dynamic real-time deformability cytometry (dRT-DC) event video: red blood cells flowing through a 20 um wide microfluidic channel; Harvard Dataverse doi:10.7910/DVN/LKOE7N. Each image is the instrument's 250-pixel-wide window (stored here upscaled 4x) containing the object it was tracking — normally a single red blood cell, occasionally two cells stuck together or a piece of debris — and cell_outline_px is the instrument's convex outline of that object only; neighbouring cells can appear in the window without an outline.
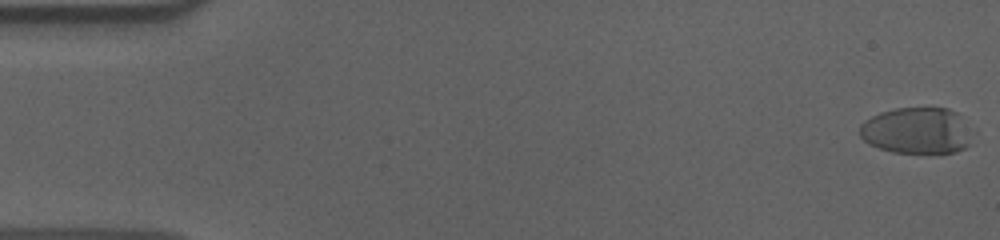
{"species": "human", "species_latin": "Homo sapiens", "temperature_condition": "cold", "stored_images_in_passage": 57, "camera_frame_rate_fps": 3000, "um_per_image_px": 0.085, "donor": {"sex": "male"}, "frame": {"image": 1, "passage_image": 1, "time_ms": 0.0, "image_size_px": [1000, 240], "cell_outline_px": [[972, 144], [956, 152], [892, 152], [868, 144], [860, 136], [860, 124], [864, 120], [880, 112], [896, 108], [948, 108], [956, 112], [972, 140]], "centroid_in_image_um": [77.87, 11.11], "position_along_channel_um": 7.1, "area_um2": 30.0}}
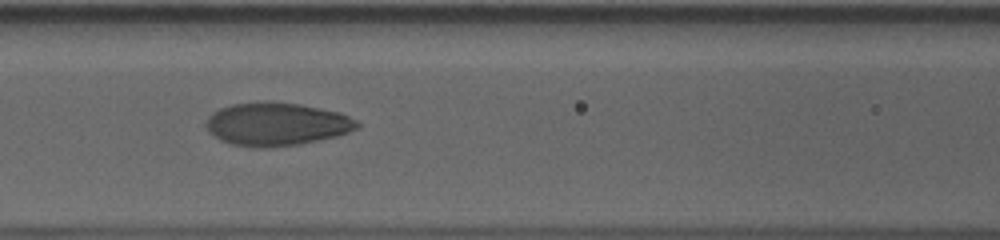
{"frame": {"image": 2, "passage_image": 25, "time_ms": 8.0, "image_size_px": [1000, 240], "cell_outline_px": [[360, 124], [356, 128], [348, 132], [336, 136], [300, 144], [264, 148], [256, 148], [232, 144], [220, 140], [208, 132], [208, 116], [220, 108], [232, 104], [300, 104], [340, 112], [356, 120]], "centroid_in_image_um": [23.53, 10.59], "position_along_channel_um": 143.1, "area_um2": 36.99}}
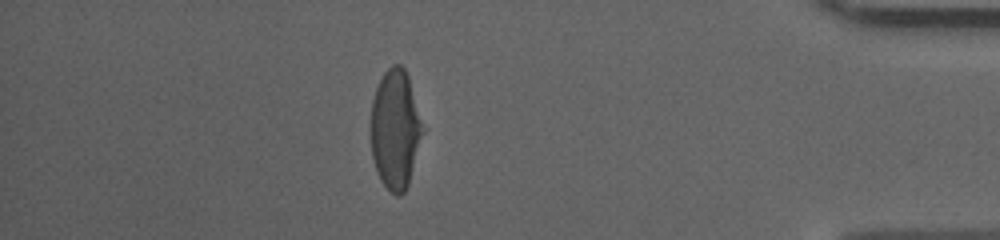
{"frame": {"image": 3, "passage_image": 50, "time_ms": 16.333, "image_size_px": [1000, 240], "cell_outline_px": [[424, 132], [408, 184], [404, 192], [400, 196], [396, 196], [380, 180], [372, 156], [368, 132], [368, 128], [372, 100], [376, 88], [384, 72], [392, 64], [400, 64], [404, 68], [408, 76]], "centroid_in_image_um": [33.55, 10.99], "position_along_channel_um": 401.6, "area_um2": 36.3}, "authors_computed_cell_mechanics": {"area_um2": 36.414, "velocity_mm_per_s": 3.615, "shape_relaxation_time_tau1_ms": 4.8941, "shape_relaxation_time_tau2_ms": 0.9597, "deformation_change_tau1": 0.2148, "deformation_change_tau2": 0.0528}}